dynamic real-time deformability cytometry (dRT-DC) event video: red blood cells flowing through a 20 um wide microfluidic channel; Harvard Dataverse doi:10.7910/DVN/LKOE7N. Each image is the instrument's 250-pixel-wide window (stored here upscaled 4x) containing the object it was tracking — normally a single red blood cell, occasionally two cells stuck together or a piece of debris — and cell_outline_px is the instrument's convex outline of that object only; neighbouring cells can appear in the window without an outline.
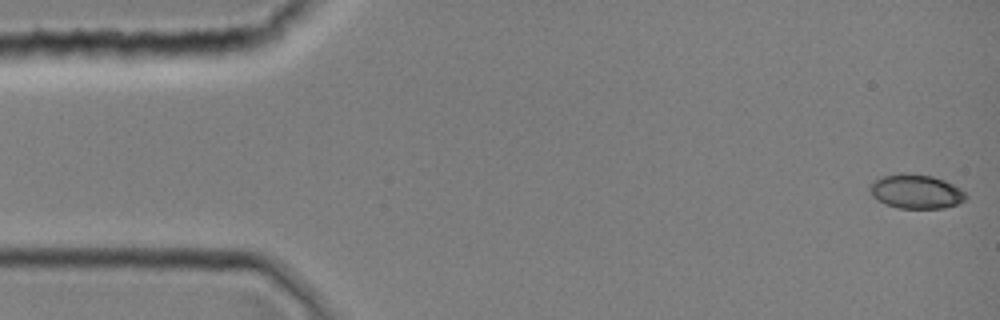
{"species": "common noctule bat (a hibernating species)", "species_latin": "Nyctalus noctula", "temperature_condition": "room temperature", "stored_images_in_passage": 37, "camera_frame_rate_fps": 3000, "um_per_image_px": 0.085, "animal": {"sex": "female", "body_mass_g": 19.0, "forearm_length_mm": 51.5}, "frame": {"image": 1, "passage_image": 1, "time_ms": 0.0, "image_size_px": [1000, 320], "cell_outline_px": [[968, 196], [964, 200], [956, 204], [944, 208], [900, 208], [884, 204], [876, 200], [872, 196], [868, 188], [868, 184], [880, 176], [900, 172], [904, 172], [932, 176], [944, 180], [960, 188]], "centroid_in_image_um": [77.79, 16.26], "position_along_channel_um": 7.2, "area_um2": 19.42}}
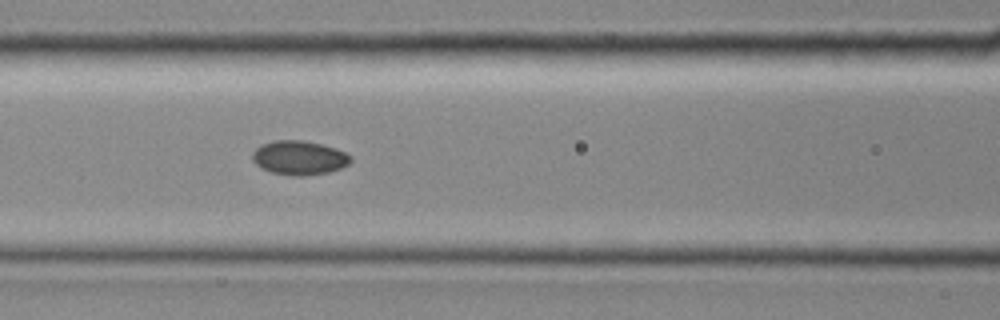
{"frame": {"image": 2, "passage_image": 16, "time_ms": 5.0, "image_size_px": [1000, 320], "cell_outline_px": [[352, 160], [348, 164], [340, 168], [328, 172], [304, 176], [292, 176], [272, 172], [260, 168], [252, 160], [252, 152], [260, 144], [272, 140], [304, 140], [336, 148], [352, 156]], "centroid_in_image_um": [25.4, 13.4], "position_along_channel_um": 141.2, "area_um2": 19.71}}
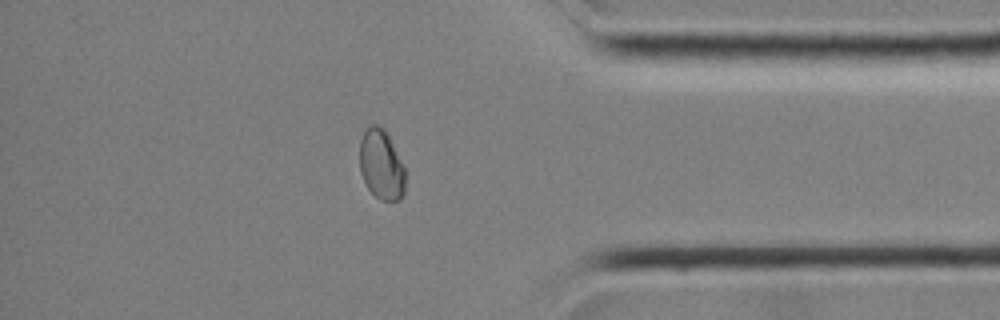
{"frame": {"image": 3, "passage_image": 32, "time_ms": 10.333, "image_size_px": [1000, 320], "cell_outline_px": [[404, 192], [400, 200], [380, 200], [368, 188], [360, 172], [360, 140], [364, 132], [372, 124], [376, 124], [384, 128], [404, 164]], "centroid_in_image_um": [32.42, 13.99], "position_along_channel_um": 402.8, "area_um2": 18.5}}